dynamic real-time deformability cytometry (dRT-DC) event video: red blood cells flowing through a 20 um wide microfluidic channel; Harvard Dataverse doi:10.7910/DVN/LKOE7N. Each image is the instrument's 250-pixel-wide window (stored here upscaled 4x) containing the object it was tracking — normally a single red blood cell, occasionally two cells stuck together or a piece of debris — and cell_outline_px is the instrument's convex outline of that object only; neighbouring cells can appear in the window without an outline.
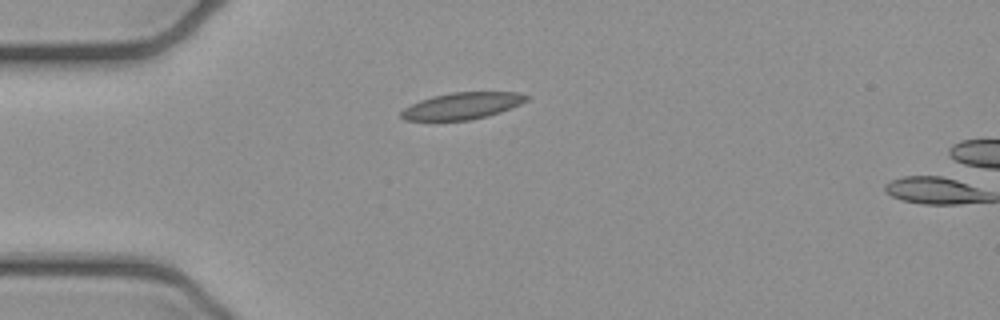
{"species": "common noctule bat (a hibernating species)", "species_latin": "Nyctalus noctula", "temperature_condition": "cold", "stored_images_in_passage": 2, "camera_frame_rate_fps": 3000, "um_per_image_px": 0.085, "animal": {"sex": "female", "body_mass_g": 21.9}, "frame": {"image": 1, "passage_image": 1, "time_ms": 0.0, "image_size_px": [1000, 320], "cell_outline_px": [[528, 100], [512, 108], [488, 116], [468, 120], [404, 120], [400, 116], [400, 112], [404, 108], [420, 100], [432, 96], [452, 92], [516, 92], [528, 96]], "centroid_in_image_um": [39.28, 8.99], "position_along_channel_um": 45.7, "area_um2": 19.42}}